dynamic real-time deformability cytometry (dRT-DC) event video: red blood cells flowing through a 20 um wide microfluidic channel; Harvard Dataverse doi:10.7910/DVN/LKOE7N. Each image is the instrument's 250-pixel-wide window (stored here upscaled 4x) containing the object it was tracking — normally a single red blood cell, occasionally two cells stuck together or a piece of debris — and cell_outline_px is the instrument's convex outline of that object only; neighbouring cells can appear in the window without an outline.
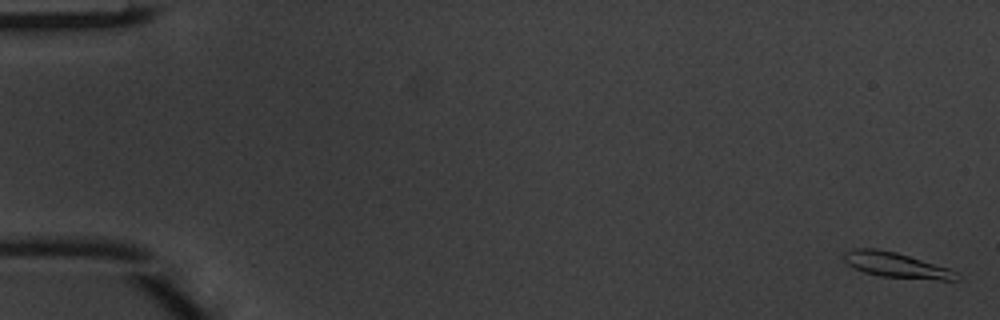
{"species": "common noctule bat (a hibernating species)", "species_latin": "Nyctalus noctula", "temperature_condition": "warm", "stored_images_in_passage": 5, "camera_frame_rate_fps": 3000, "um_per_image_px": 0.085, "animal": {"sex": "male", "body_mass_g": 20.1, "forearm_length_mm": 53.5}, "frame": {"image": 1, "passage_image": 1, "time_ms": 0.0, "image_size_px": [1000, 320], "cell_outline_px": [[960, 280], [940, 280], [880, 276], [864, 272], [852, 268], [844, 260], [844, 252], [852, 248], [876, 248], [896, 252], [952, 268], [956, 272]], "centroid_in_image_um": [76.2, 22.52], "position_along_channel_um": 8.8, "area_um2": 16.76}}
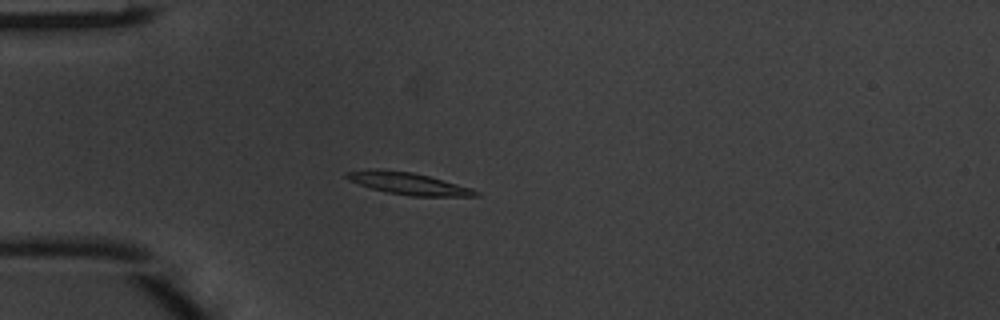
{"frame": {"image": 2, "passage_image": 4, "time_ms": 1.0, "image_size_px": [1000, 320], "cell_outline_px": [[480, 196], [412, 196], [388, 192], [372, 188], [348, 180], [344, 176], [344, 172], [376, 168], [384, 168], [412, 172], [428, 176], [472, 188], [480, 192]], "centroid_in_image_um": [34.68, 15.58], "position_along_channel_um": 50.3, "area_um2": 16.59}}